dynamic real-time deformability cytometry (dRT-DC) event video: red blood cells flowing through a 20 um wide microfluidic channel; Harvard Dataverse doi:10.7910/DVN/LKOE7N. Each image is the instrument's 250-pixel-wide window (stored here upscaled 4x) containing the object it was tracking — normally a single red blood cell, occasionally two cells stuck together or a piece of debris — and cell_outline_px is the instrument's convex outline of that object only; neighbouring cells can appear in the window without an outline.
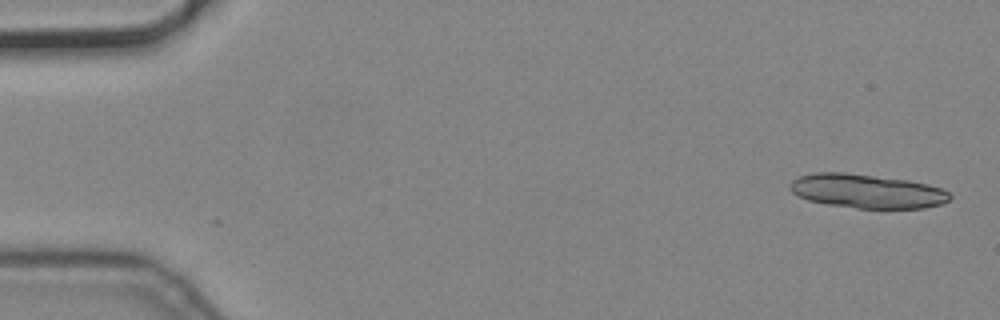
{"species": "common noctule bat (a hibernating species)", "species_latin": "Nyctalus noctula", "temperature_condition": "cold", "stored_images_in_passage": 6, "camera_frame_rate_fps": 3000, "um_per_image_px": 0.085, "animal": {"sex": "male", "body_mass_g": 19.2, "forearm_length_mm": 51.8}, "frame": {"image": 1, "passage_image": 1, "time_ms": 0.0, "image_size_px": [1000, 320], "cell_outline_px": [[952, 196], [948, 200], [940, 204], [924, 208], [856, 208], [828, 204], [808, 200], [792, 192], [788, 188], [788, 184], [796, 176], [816, 172], [844, 172], [908, 180], [928, 184], [940, 188], [948, 192]], "centroid_in_image_um": [73.64, 16.24], "position_along_channel_um": 11.4, "area_um2": 31.67}}